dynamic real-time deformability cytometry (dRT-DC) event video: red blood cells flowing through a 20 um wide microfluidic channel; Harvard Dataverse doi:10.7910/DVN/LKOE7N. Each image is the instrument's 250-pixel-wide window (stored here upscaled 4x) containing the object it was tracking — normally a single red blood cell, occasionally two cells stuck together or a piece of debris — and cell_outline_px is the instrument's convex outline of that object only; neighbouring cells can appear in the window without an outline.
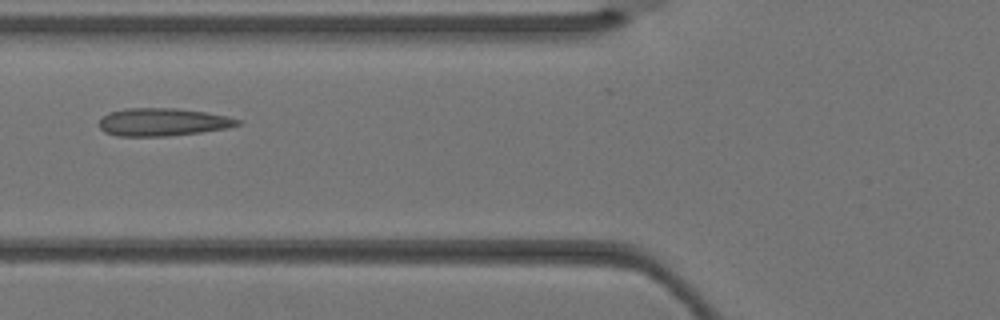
{"species": "Egyptian fruit bat (a non-hibernating species)", "species_latin": "Rousettus aegyptiacus", "temperature_condition": "warm", "stored_images_in_passage": 2, "camera_frame_rate_fps": 3000, "um_per_image_px": 0.085, "animal": {"sex": "female"}, "frame": {"image": 1, "passage_image": 2, "time_ms": 0.333, "image_size_px": [1000, 320], "cell_outline_px": [[244, 124], [228, 128], [200, 132], [168, 136], [116, 136], [104, 132], [100, 128], [100, 120], [108, 112], [124, 108], [176, 108], [204, 112], [228, 116], [240, 120]], "centroid_in_image_um": [13.84, 10.37], "position_along_channel_um": 112.0, "area_um2": 22.54}}